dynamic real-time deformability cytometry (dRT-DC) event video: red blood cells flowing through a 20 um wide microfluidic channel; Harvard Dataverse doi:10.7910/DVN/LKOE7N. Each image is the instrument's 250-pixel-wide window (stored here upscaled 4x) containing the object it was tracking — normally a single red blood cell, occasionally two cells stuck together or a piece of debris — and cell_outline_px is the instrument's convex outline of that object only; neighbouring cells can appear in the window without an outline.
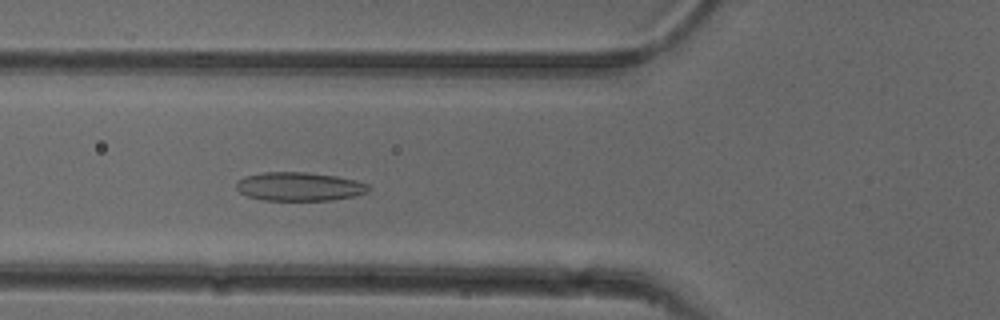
{"species": "common noctule bat (a hibernating species)", "species_latin": "Nyctalus noctula", "temperature_condition": "cold", "stored_images_in_passage": 44, "camera_frame_rate_fps": 3000, "um_per_image_px": 0.085, "animal": {"sex": "female"}, "frame": {"image": 1, "passage_image": 11, "time_ms": 3.333, "image_size_px": [1000, 320], "cell_outline_px": [[372, 188], [368, 192], [356, 196], [332, 200], [264, 200], [248, 196], [240, 192], [236, 188], [236, 180], [244, 176], [264, 172], [308, 172], [336, 176], [356, 180], [368, 184]], "centroid_in_image_um": [25.46, 15.85], "position_along_channel_um": 100.3, "area_um2": 22.31}}
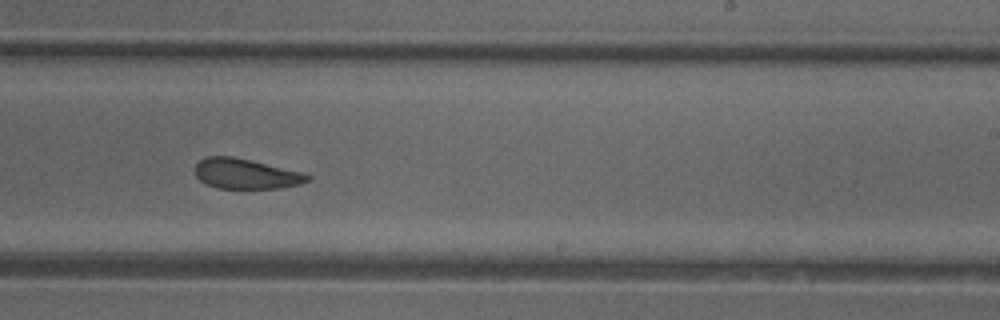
{"frame": {"image": 2, "passage_image": 24, "time_ms": 7.667, "image_size_px": [1000, 320], "cell_outline_px": [[312, 180], [300, 184], [280, 188], [216, 188], [204, 184], [196, 176], [196, 164], [204, 156], [232, 156], [304, 172], [312, 176]], "centroid_in_image_um": [20.92, 14.77], "position_along_channel_um": 268.1, "area_um2": 19.94}}
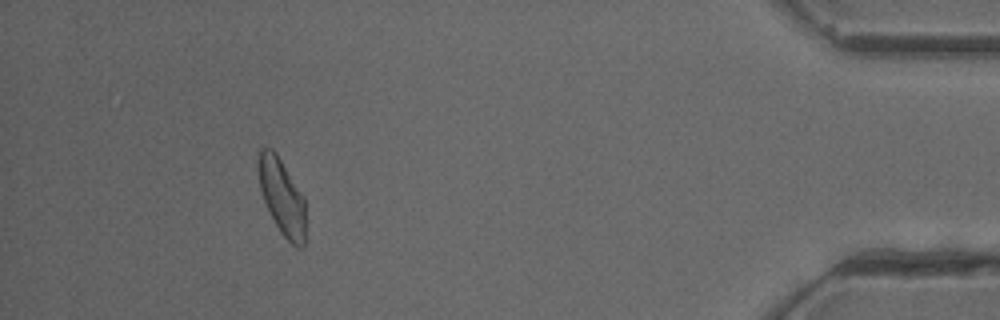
{"frame": {"image": 3, "passage_image": 40, "time_ms": 13.0, "image_size_px": [1000, 320], "cell_outline_px": [[304, 248], [296, 248], [280, 232], [264, 200], [260, 188], [256, 160], [256, 152], [260, 148], [272, 148], [276, 152], [304, 196]], "centroid_in_image_um": [23.94, 16.66], "position_along_channel_um": 411.3, "area_um2": 20.98}, "authors_computed_cell_mechanics": {"area_um2": 21.3282, "velocity_mm_per_s": 3.8687, "shape_relaxation_time_tau1_ms": null, "shape_relaxation_time_tau2_ms": 2.438, "deformation_change_tau1": null, "deformation_change_tau2": 0.1051}}